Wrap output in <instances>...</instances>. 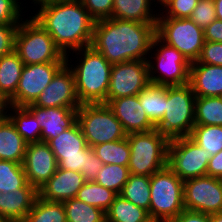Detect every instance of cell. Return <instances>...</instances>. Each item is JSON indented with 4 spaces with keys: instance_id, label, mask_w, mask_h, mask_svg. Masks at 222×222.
Masks as SVG:
<instances>
[{
    "instance_id": "f35d334b",
    "label": "cell",
    "mask_w": 222,
    "mask_h": 222,
    "mask_svg": "<svg viewBox=\"0 0 222 222\" xmlns=\"http://www.w3.org/2000/svg\"><path fill=\"white\" fill-rule=\"evenodd\" d=\"M21 3V0H0V24H20L25 16Z\"/></svg>"
},
{
    "instance_id": "603a6c76",
    "label": "cell",
    "mask_w": 222,
    "mask_h": 222,
    "mask_svg": "<svg viewBox=\"0 0 222 222\" xmlns=\"http://www.w3.org/2000/svg\"><path fill=\"white\" fill-rule=\"evenodd\" d=\"M27 144L7 116L0 118V160L23 164Z\"/></svg>"
},
{
    "instance_id": "4dcf8cb0",
    "label": "cell",
    "mask_w": 222,
    "mask_h": 222,
    "mask_svg": "<svg viewBox=\"0 0 222 222\" xmlns=\"http://www.w3.org/2000/svg\"><path fill=\"white\" fill-rule=\"evenodd\" d=\"M23 222H67L63 202H50L38 196Z\"/></svg>"
},
{
    "instance_id": "ffe728a7",
    "label": "cell",
    "mask_w": 222,
    "mask_h": 222,
    "mask_svg": "<svg viewBox=\"0 0 222 222\" xmlns=\"http://www.w3.org/2000/svg\"><path fill=\"white\" fill-rule=\"evenodd\" d=\"M81 172L57 168L51 178L38 190L39 197L50 202H64L76 198L85 184Z\"/></svg>"
},
{
    "instance_id": "2e32d148",
    "label": "cell",
    "mask_w": 222,
    "mask_h": 222,
    "mask_svg": "<svg viewBox=\"0 0 222 222\" xmlns=\"http://www.w3.org/2000/svg\"><path fill=\"white\" fill-rule=\"evenodd\" d=\"M33 105L43 108L62 107L78 110L81 104L76 94L75 78L67 64L56 73Z\"/></svg>"
},
{
    "instance_id": "5bb4252c",
    "label": "cell",
    "mask_w": 222,
    "mask_h": 222,
    "mask_svg": "<svg viewBox=\"0 0 222 222\" xmlns=\"http://www.w3.org/2000/svg\"><path fill=\"white\" fill-rule=\"evenodd\" d=\"M58 168L86 172L87 142L78 122L48 142Z\"/></svg>"
},
{
    "instance_id": "816d5d0a",
    "label": "cell",
    "mask_w": 222,
    "mask_h": 222,
    "mask_svg": "<svg viewBox=\"0 0 222 222\" xmlns=\"http://www.w3.org/2000/svg\"><path fill=\"white\" fill-rule=\"evenodd\" d=\"M210 222H222V212L210 214Z\"/></svg>"
},
{
    "instance_id": "7a4b0ae2",
    "label": "cell",
    "mask_w": 222,
    "mask_h": 222,
    "mask_svg": "<svg viewBox=\"0 0 222 222\" xmlns=\"http://www.w3.org/2000/svg\"><path fill=\"white\" fill-rule=\"evenodd\" d=\"M39 8V9H37ZM32 17L67 55L92 44L95 20L80 0H59L36 7ZM34 14V15H33Z\"/></svg>"
},
{
    "instance_id": "f546056e",
    "label": "cell",
    "mask_w": 222,
    "mask_h": 222,
    "mask_svg": "<svg viewBox=\"0 0 222 222\" xmlns=\"http://www.w3.org/2000/svg\"><path fill=\"white\" fill-rule=\"evenodd\" d=\"M117 195L113 190L103 187L95 181H86L78 190L76 198L106 213Z\"/></svg>"
},
{
    "instance_id": "8d00e7d4",
    "label": "cell",
    "mask_w": 222,
    "mask_h": 222,
    "mask_svg": "<svg viewBox=\"0 0 222 222\" xmlns=\"http://www.w3.org/2000/svg\"><path fill=\"white\" fill-rule=\"evenodd\" d=\"M130 176L128 166L104 164L94 180L96 183L120 194Z\"/></svg>"
},
{
    "instance_id": "ee69618b",
    "label": "cell",
    "mask_w": 222,
    "mask_h": 222,
    "mask_svg": "<svg viewBox=\"0 0 222 222\" xmlns=\"http://www.w3.org/2000/svg\"><path fill=\"white\" fill-rule=\"evenodd\" d=\"M103 163L100 158L95 155V152L92 147L87 146V163H86V172L82 175L86 181H94L97 174L103 167Z\"/></svg>"
},
{
    "instance_id": "30bf717a",
    "label": "cell",
    "mask_w": 222,
    "mask_h": 222,
    "mask_svg": "<svg viewBox=\"0 0 222 222\" xmlns=\"http://www.w3.org/2000/svg\"><path fill=\"white\" fill-rule=\"evenodd\" d=\"M77 122L90 147L127 137L122 124L104 103L81 104L77 110Z\"/></svg>"
},
{
    "instance_id": "7dc6e473",
    "label": "cell",
    "mask_w": 222,
    "mask_h": 222,
    "mask_svg": "<svg viewBox=\"0 0 222 222\" xmlns=\"http://www.w3.org/2000/svg\"><path fill=\"white\" fill-rule=\"evenodd\" d=\"M207 176L222 179V150L209 159Z\"/></svg>"
},
{
    "instance_id": "60d3db41",
    "label": "cell",
    "mask_w": 222,
    "mask_h": 222,
    "mask_svg": "<svg viewBox=\"0 0 222 222\" xmlns=\"http://www.w3.org/2000/svg\"><path fill=\"white\" fill-rule=\"evenodd\" d=\"M95 20L111 18L114 0H80Z\"/></svg>"
},
{
    "instance_id": "cb8c5ba5",
    "label": "cell",
    "mask_w": 222,
    "mask_h": 222,
    "mask_svg": "<svg viewBox=\"0 0 222 222\" xmlns=\"http://www.w3.org/2000/svg\"><path fill=\"white\" fill-rule=\"evenodd\" d=\"M152 6L151 0H114L111 18L156 23L159 12L154 11L155 8Z\"/></svg>"
},
{
    "instance_id": "484cf974",
    "label": "cell",
    "mask_w": 222,
    "mask_h": 222,
    "mask_svg": "<svg viewBox=\"0 0 222 222\" xmlns=\"http://www.w3.org/2000/svg\"><path fill=\"white\" fill-rule=\"evenodd\" d=\"M139 101L150 119L156 126L164 116L167 86L149 84L139 94Z\"/></svg>"
},
{
    "instance_id": "c3c4849f",
    "label": "cell",
    "mask_w": 222,
    "mask_h": 222,
    "mask_svg": "<svg viewBox=\"0 0 222 222\" xmlns=\"http://www.w3.org/2000/svg\"><path fill=\"white\" fill-rule=\"evenodd\" d=\"M9 106V100H7L5 96L0 92V118H4L7 116Z\"/></svg>"
},
{
    "instance_id": "44dd1931",
    "label": "cell",
    "mask_w": 222,
    "mask_h": 222,
    "mask_svg": "<svg viewBox=\"0 0 222 222\" xmlns=\"http://www.w3.org/2000/svg\"><path fill=\"white\" fill-rule=\"evenodd\" d=\"M38 196L36 188H18L9 193L0 191V221L23 222Z\"/></svg>"
},
{
    "instance_id": "83f0119b",
    "label": "cell",
    "mask_w": 222,
    "mask_h": 222,
    "mask_svg": "<svg viewBox=\"0 0 222 222\" xmlns=\"http://www.w3.org/2000/svg\"><path fill=\"white\" fill-rule=\"evenodd\" d=\"M7 113V117L14 124L17 132L28 144L41 142V128L35 117L25 107L10 105Z\"/></svg>"
},
{
    "instance_id": "d590c367",
    "label": "cell",
    "mask_w": 222,
    "mask_h": 222,
    "mask_svg": "<svg viewBox=\"0 0 222 222\" xmlns=\"http://www.w3.org/2000/svg\"><path fill=\"white\" fill-rule=\"evenodd\" d=\"M189 137L211 156L222 150V126L194 125Z\"/></svg>"
},
{
    "instance_id": "8fae6325",
    "label": "cell",
    "mask_w": 222,
    "mask_h": 222,
    "mask_svg": "<svg viewBox=\"0 0 222 222\" xmlns=\"http://www.w3.org/2000/svg\"><path fill=\"white\" fill-rule=\"evenodd\" d=\"M211 154L189 136L171 139L168 146L167 166L183 181L207 176Z\"/></svg>"
},
{
    "instance_id": "5b68a950",
    "label": "cell",
    "mask_w": 222,
    "mask_h": 222,
    "mask_svg": "<svg viewBox=\"0 0 222 222\" xmlns=\"http://www.w3.org/2000/svg\"><path fill=\"white\" fill-rule=\"evenodd\" d=\"M184 181L168 166L150 176L149 216L153 222H171L184 209Z\"/></svg>"
},
{
    "instance_id": "4316f807",
    "label": "cell",
    "mask_w": 222,
    "mask_h": 222,
    "mask_svg": "<svg viewBox=\"0 0 222 222\" xmlns=\"http://www.w3.org/2000/svg\"><path fill=\"white\" fill-rule=\"evenodd\" d=\"M106 214V222H153L147 210L117 195Z\"/></svg>"
},
{
    "instance_id": "9c48e42d",
    "label": "cell",
    "mask_w": 222,
    "mask_h": 222,
    "mask_svg": "<svg viewBox=\"0 0 222 222\" xmlns=\"http://www.w3.org/2000/svg\"><path fill=\"white\" fill-rule=\"evenodd\" d=\"M155 35L167 45L176 48L190 63L197 61L204 45V30L190 18L164 17L160 12Z\"/></svg>"
},
{
    "instance_id": "bcb514c9",
    "label": "cell",
    "mask_w": 222,
    "mask_h": 222,
    "mask_svg": "<svg viewBox=\"0 0 222 222\" xmlns=\"http://www.w3.org/2000/svg\"><path fill=\"white\" fill-rule=\"evenodd\" d=\"M204 40L208 42L222 43V20L215 19L204 29Z\"/></svg>"
},
{
    "instance_id": "6da1fadb",
    "label": "cell",
    "mask_w": 222,
    "mask_h": 222,
    "mask_svg": "<svg viewBox=\"0 0 222 222\" xmlns=\"http://www.w3.org/2000/svg\"><path fill=\"white\" fill-rule=\"evenodd\" d=\"M156 23L117 18L95 21L91 46L111 64L147 60Z\"/></svg>"
},
{
    "instance_id": "277c9868",
    "label": "cell",
    "mask_w": 222,
    "mask_h": 222,
    "mask_svg": "<svg viewBox=\"0 0 222 222\" xmlns=\"http://www.w3.org/2000/svg\"><path fill=\"white\" fill-rule=\"evenodd\" d=\"M29 18L21 21L15 35L14 51L24 65L66 62L50 34L31 15Z\"/></svg>"
},
{
    "instance_id": "d6a6232c",
    "label": "cell",
    "mask_w": 222,
    "mask_h": 222,
    "mask_svg": "<svg viewBox=\"0 0 222 222\" xmlns=\"http://www.w3.org/2000/svg\"><path fill=\"white\" fill-rule=\"evenodd\" d=\"M92 148L103 164H118L122 166H128L129 164L131 151L127 138L102 143Z\"/></svg>"
},
{
    "instance_id": "1f68e13d",
    "label": "cell",
    "mask_w": 222,
    "mask_h": 222,
    "mask_svg": "<svg viewBox=\"0 0 222 222\" xmlns=\"http://www.w3.org/2000/svg\"><path fill=\"white\" fill-rule=\"evenodd\" d=\"M195 125L222 126V99L220 97H196Z\"/></svg>"
},
{
    "instance_id": "d4e9b609",
    "label": "cell",
    "mask_w": 222,
    "mask_h": 222,
    "mask_svg": "<svg viewBox=\"0 0 222 222\" xmlns=\"http://www.w3.org/2000/svg\"><path fill=\"white\" fill-rule=\"evenodd\" d=\"M23 67L15 51L0 58V92L9 101L15 96Z\"/></svg>"
},
{
    "instance_id": "ba28073f",
    "label": "cell",
    "mask_w": 222,
    "mask_h": 222,
    "mask_svg": "<svg viewBox=\"0 0 222 222\" xmlns=\"http://www.w3.org/2000/svg\"><path fill=\"white\" fill-rule=\"evenodd\" d=\"M130 174L151 176L167 166L170 140L154 129L149 132L129 133Z\"/></svg>"
},
{
    "instance_id": "681fc988",
    "label": "cell",
    "mask_w": 222,
    "mask_h": 222,
    "mask_svg": "<svg viewBox=\"0 0 222 222\" xmlns=\"http://www.w3.org/2000/svg\"><path fill=\"white\" fill-rule=\"evenodd\" d=\"M217 19L222 20V0H214Z\"/></svg>"
},
{
    "instance_id": "7402d4cb",
    "label": "cell",
    "mask_w": 222,
    "mask_h": 222,
    "mask_svg": "<svg viewBox=\"0 0 222 222\" xmlns=\"http://www.w3.org/2000/svg\"><path fill=\"white\" fill-rule=\"evenodd\" d=\"M189 84L196 97H220L222 95V66L191 63Z\"/></svg>"
},
{
    "instance_id": "f6af8a7d",
    "label": "cell",
    "mask_w": 222,
    "mask_h": 222,
    "mask_svg": "<svg viewBox=\"0 0 222 222\" xmlns=\"http://www.w3.org/2000/svg\"><path fill=\"white\" fill-rule=\"evenodd\" d=\"M171 222H210V214L184 209Z\"/></svg>"
},
{
    "instance_id": "f1b7e54d",
    "label": "cell",
    "mask_w": 222,
    "mask_h": 222,
    "mask_svg": "<svg viewBox=\"0 0 222 222\" xmlns=\"http://www.w3.org/2000/svg\"><path fill=\"white\" fill-rule=\"evenodd\" d=\"M134 205L148 211L150 208V177L130 174L129 179L119 194Z\"/></svg>"
},
{
    "instance_id": "ab89813d",
    "label": "cell",
    "mask_w": 222,
    "mask_h": 222,
    "mask_svg": "<svg viewBox=\"0 0 222 222\" xmlns=\"http://www.w3.org/2000/svg\"><path fill=\"white\" fill-rule=\"evenodd\" d=\"M199 0H171L160 12L164 17L189 18Z\"/></svg>"
},
{
    "instance_id": "7bdbcfd3",
    "label": "cell",
    "mask_w": 222,
    "mask_h": 222,
    "mask_svg": "<svg viewBox=\"0 0 222 222\" xmlns=\"http://www.w3.org/2000/svg\"><path fill=\"white\" fill-rule=\"evenodd\" d=\"M19 24H0V58L14 51Z\"/></svg>"
},
{
    "instance_id": "8992f818",
    "label": "cell",
    "mask_w": 222,
    "mask_h": 222,
    "mask_svg": "<svg viewBox=\"0 0 222 222\" xmlns=\"http://www.w3.org/2000/svg\"><path fill=\"white\" fill-rule=\"evenodd\" d=\"M195 99L190 84L167 86L165 113L155 129L169 140L189 136L195 125Z\"/></svg>"
},
{
    "instance_id": "d6986e66",
    "label": "cell",
    "mask_w": 222,
    "mask_h": 222,
    "mask_svg": "<svg viewBox=\"0 0 222 222\" xmlns=\"http://www.w3.org/2000/svg\"><path fill=\"white\" fill-rule=\"evenodd\" d=\"M25 108L35 117L41 128V142L48 143L77 122V110L71 108H43L33 104Z\"/></svg>"
},
{
    "instance_id": "7c38bea8",
    "label": "cell",
    "mask_w": 222,
    "mask_h": 222,
    "mask_svg": "<svg viewBox=\"0 0 222 222\" xmlns=\"http://www.w3.org/2000/svg\"><path fill=\"white\" fill-rule=\"evenodd\" d=\"M65 64L66 62H49L24 65L15 96L9 104L18 107L33 104Z\"/></svg>"
},
{
    "instance_id": "9a60e30c",
    "label": "cell",
    "mask_w": 222,
    "mask_h": 222,
    "mask_svg": "<svg viewBox=\"0 0 222 222\" xmlns=\"http://www.w3.org/2000/svg\"><path fill=\"white\" fill-rule=\"evenodd\" d=\"M184 207L205 214L222 212V179L212 176L184 181Z\"/></svg>"
},
{
    "instance_id": "4fadbf2b",
    "label": "cell",
    "mask_w": 222,
    "mask_h": 222,
    "mask_svg": "<svg viewBox=\"0 0 222 222\" xmlns=\"http://www.w3.org/2000/svg\"><path fill=\"white\" fill-rule=\"evenodd\" d=\"M149 84L146 60L112 64L106 103L112 99L138 95Z\"/></svg>"
},
{
    "instance_id": "e575fe53",
    "label": "cell",
    "mask_w": 222,
    "mask_h": 222,
    "mask_svg": "<svg viewBox=\"0 0 222 222\" xmlns=\"http://www.w3.org/2000/svg\"><path fill=\"white\" fill-rule=\"evenodd\" d=\"M67 222H106V214L77 198L63 202Z\"/></svg>"
},
{
    "instance_id": "74e56055",
    "label": "cell",
    "mask_w": 222,
    "mask_h": 222,
    "mask_svg": "<svg viewBox=\"0 0 222 222\" xmlns=\"http://www.w3.org/2000/svg\"><path fill=\"white\" fill-rule=\"evenodd\" d=\"M189 18L204 30L217 19L214 0H199Z\"/></svg>"
},
{
    "instance_id": "52a82bcc",
    "label": "cell",
    "mask_w": 222,
    "mask_h": 222,
    "mask_svg": "<svg viewBox=\"0 0 222 222\" xmlns=\"http://www.w3.org/2000/svg\"><path fill=\"white\" fill-rule=\"evenodd\" d=\"M146 61L151 84L161 86L189 84L191 63L181 52L161 41L156 35Z\"/></svg>"
},
{
    "instance_id": "b9f144b4",
    "label": "cell",
    "mask_w": 222,
    "mask_h": 222,
    "mask_svg": "<svg viewBox=\"0 0 222 222\" xmlns=\"http://www.w3.org/2000/svg\"><path fill=\"white\" fill-rule=\"evenodd\" d=\"M192 63L222 66V43L205 41L199 58Z\"/></svg>"
},
{
    "instance_id": "ac0fdd59",
    "label": "cell",
    "mask_w": 222,
    "mask_h": 222,
    "mask_svg": "<svg viewBox=\"0 0 222 222\" xmlns=\"http://www.w3.org/2000/svg\"><path fill=\"white\" fill-rule=\"evenodd\" d=\"M106 104L127 134L149 132L155 129V125L146 115L138 95L112 99Z\"/></svg>"
},
{
    "instance_id": "836d02e7",
    "label": "cell",
    "mask_w": 222,
    "mask_h": 222,
    "mask_svg": "<svg viewBox=\"0 0 222 222\" xmlns=\"http://www.w3.org/2000/svg\"><path fill=\"white\" fill-rule=\"evenodd\" d=\"M18 188H34L28 183L23 164L0 160V191H15Z\"/></svg>"
},
{
    "instance_id": "f907efd6",
    "label": "cell",
    "mask_w": 222,
    "mask_h": 222,
    "mask_svg": "<svg viewBox=\"0 0 222 222\" xmlns=\"http://www.w3.org/2000/svg\"><path fill=\"white\" fill-rule=\"evenodd\" d=\"M152 4L154 5V7L156 8V6L159 4L160 6H157V8L159 7L160 11L171 1V0H151ZM154 2V3H153ZM156 2V3H155ZM162 7V8H160Z\"/></svg>"
},
{
    "instance_id": "e0dca14e",
    "label": "cell",
    "mask_w": 222,
    "mask_h": 222,
    "mask_svg": "<svg viewBox=\"0 0 222 222\" xmlns=\"http://www.w3.org/2000/svg\"><path fill=\"white\" fill-rule=\"evenodd\" d=\"M23 168L28 183L39 190L58 168L56 157L49 144L46 142L27 144Z\"/></svg>"
},
{
    "instance_id": "f5cc1de1",
    "label": "cell",
    "mask_w": 222,
    "mask_h": 222,
    "mask_svg": "<svg viewBox=\"0 0 222 222\" xmlns=\"http://www.w3.org/2000/svg\"><path fill=\"white\" fill-rule=\"evenodd\" d=\"M29 1V0H28ZM31 1V0H30ZM56 1H59V0H32V4H33V2H34V5L33 6H37L38 7V5L39 6H41V5H44V4H46V3H50V2H56Z\"/></svg>"
},
{
    "instance_id": "3957f363",
    "label": "cell",
    "mask_w": 222,
    "mask_h": 222,
    "mask_svg": "<svg viewBox=\"0 0 222 222\" xmlns=\"http://www.w3.org/2000/svg\"><path fill=\"white\" fill-rule=\"evenodd\" d=\"M71 53V56L75 57L74 53L77 56V61L74 63L76 66L70 61ZM66 64L74 74L75 89L80 104H106L112 64L92 46L68 53Z\"/></svg>"
}]
</instances>
